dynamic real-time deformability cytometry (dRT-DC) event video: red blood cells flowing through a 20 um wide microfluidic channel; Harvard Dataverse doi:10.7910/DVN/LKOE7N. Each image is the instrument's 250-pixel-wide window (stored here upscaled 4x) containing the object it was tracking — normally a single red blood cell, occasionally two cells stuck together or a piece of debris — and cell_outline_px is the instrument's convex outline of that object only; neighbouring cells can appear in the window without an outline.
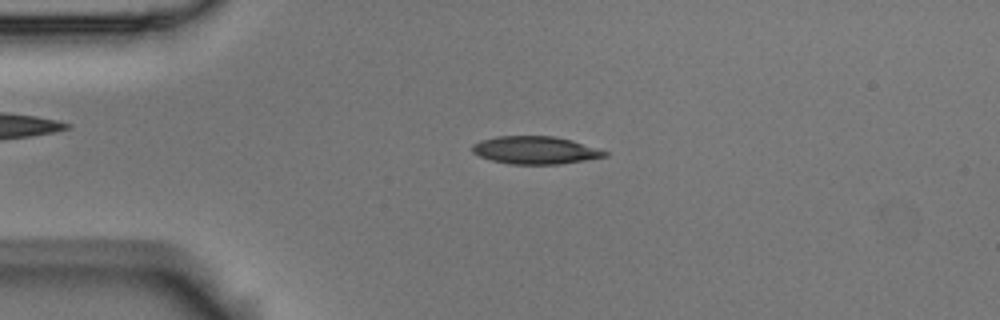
{"species": "Egyptian fruit bat (a non-hibernating species)", "species_latin": "Rousettus aegyptiacus", "temperature_condition": "room temperature", "stored_images_in_passage": 4, "camera_frame_rate_fps": 3000, "um_per_image_px": 0.085, "animal": {"sex": "male"}, "frame": {"image": 1, "passage_image": 3, "time_ms": 0.667, "image_size_px": [1000, 320], "cell_outline_px": [[608, 156], [560, 164], [512, 164], [492, 160], [480, 156], [472, 152], [472, 144], [480, 140], [496, 136], [556, 136], [572, 140], [608, 152]], "centroid_in_image_um": [45.48, 12.76], "position_along_channel_um": 39.5, "area_um2": 21.33}}